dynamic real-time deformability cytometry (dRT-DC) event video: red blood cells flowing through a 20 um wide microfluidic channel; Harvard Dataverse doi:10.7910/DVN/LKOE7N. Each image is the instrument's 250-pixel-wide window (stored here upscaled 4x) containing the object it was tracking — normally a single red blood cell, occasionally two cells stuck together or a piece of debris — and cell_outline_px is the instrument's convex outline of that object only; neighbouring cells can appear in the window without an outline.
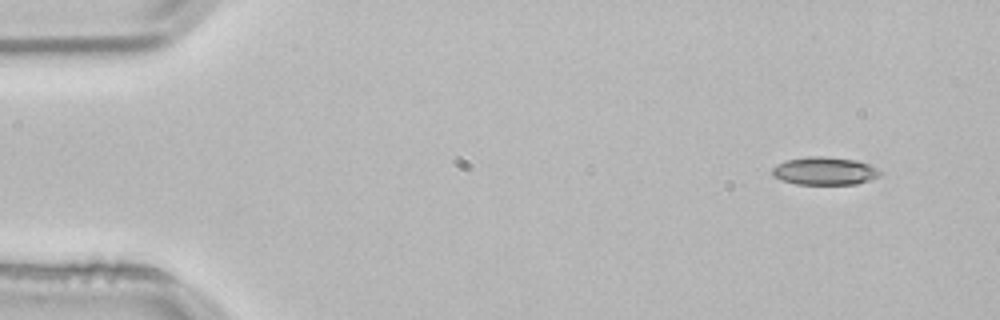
{"species": "common noctule bat (a hibernating species)", "species_latin": "Nyctalus noctula", "temperature_condition": "room temperature", "stored_images_in_passage": 3, "camera_frame_rate_fps": 3000, "um_per_image_px": 0.085, "animal": {"sex": "male", "body_mass_g": 21.5, "forearm_length_mm": 52.0}, "frame": {"image": 1, "passage_image": 1, "time_ms": 0.0, "image_size_px": [1000, 320], "cell_outline_px": [[884, 172], [880, 176], [872, 180], [856, 184], [796, 184], [780, 180], [772, 176], [772, 168], [776, 164], [784, 160], [808, 156], [824, 156], [856, 160], [868, 164]], "centroid_in_image_um": [70.08, 14.53], "position_along_channel_um": 14.9, "area_um2": 17.86}}
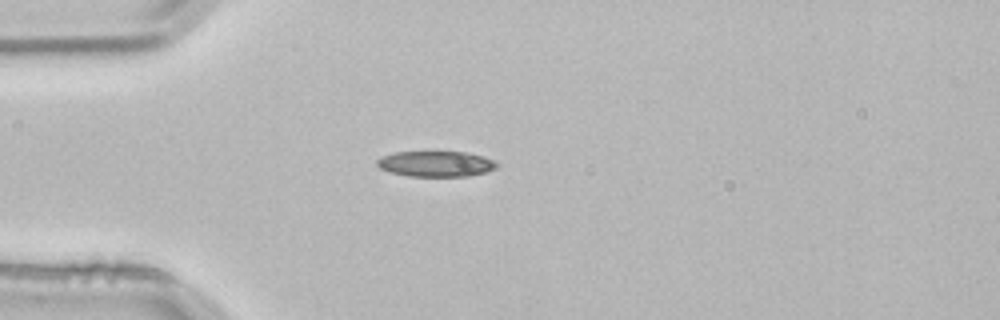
{"frame": {"image": 2, "passage_image": 3, "time_ms": 0.667, "image_size_px": [1000, 320], "cell_outline_px": [[500, 164], [496, 168], [484, 172], [468, 176], [408, 176], [392, 172], [380, 168], [376, 164], [376, 160], [384, 156], [396, 152], [464, 152], [484, 156]], "centroid_in_image_um": [37.07, 13.93], "position_along_channel_um": 47.9, "area_um2": 17.69}}